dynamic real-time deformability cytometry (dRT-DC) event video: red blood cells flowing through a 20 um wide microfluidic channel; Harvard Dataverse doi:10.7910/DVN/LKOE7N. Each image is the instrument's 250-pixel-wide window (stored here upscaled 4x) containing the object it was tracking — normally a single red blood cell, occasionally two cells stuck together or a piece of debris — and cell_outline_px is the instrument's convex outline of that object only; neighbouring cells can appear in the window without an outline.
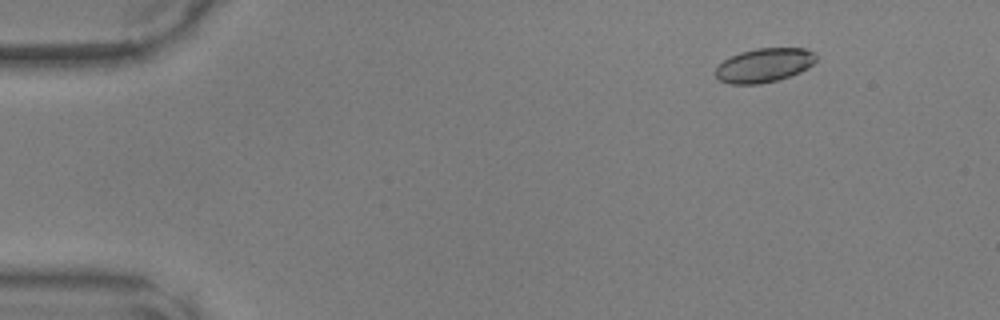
{"species": "common noctule bat (a hibernating species)", "species_latin": "Nyctalus noctula", "temperature_condition": "warm", "stored_images_in_passage": 50, "camera_frame_rate_fps": 3000, "um_per_image_px": 0.085, "animal": {"sex": "male", "body_mass_g": 17.9, "forearm_length_mm": 54.2}, "frame": {"image": 1, "passage_image": 7, "time_ms": 2.0, "image_size_px": [1000, 320], "cell_outline_px": [[816, 60], [808, 68], [800, 72], [776, 80], [760, 84], [732, 84], [720, 80], [716, 76], [716, 68], [724, 60], [740, 52], [756, 48], [804, 48], [812, 52], [816, 56]], "centroid_in_image_um": [64.95, 5.54], "position_along_channel_um": 20.0, "area_um2": 19.71}}
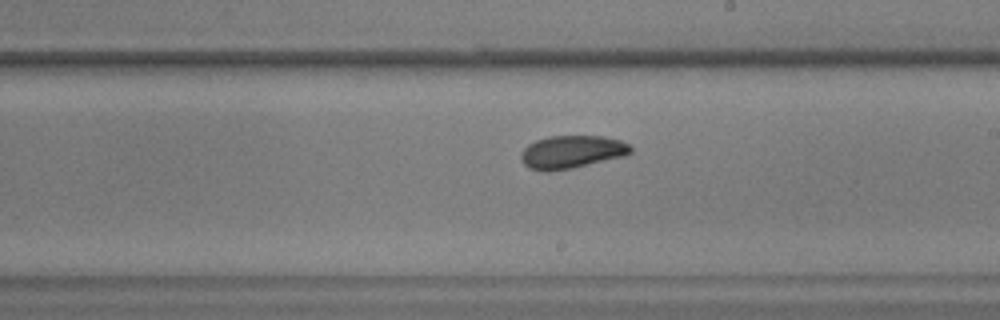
{"frame": {"image": 2, "passage_image": 30, "time_ms": 9.667, "image_size_px": [1000, 320], "cell_outline_px": [[632, 152], [624, 156], [572, 168], [548, 172], [544, 172], [528, 168], [520, 160], [520, 152], [528, 144], [536, 140], [548, 136], [604, 136], [620, 140], [628, 144], [632, 148]], "centroid_in_image_um": [48.55, 12.92], "position_along_channel_um": 240.4, "area_um2": 21.21}}
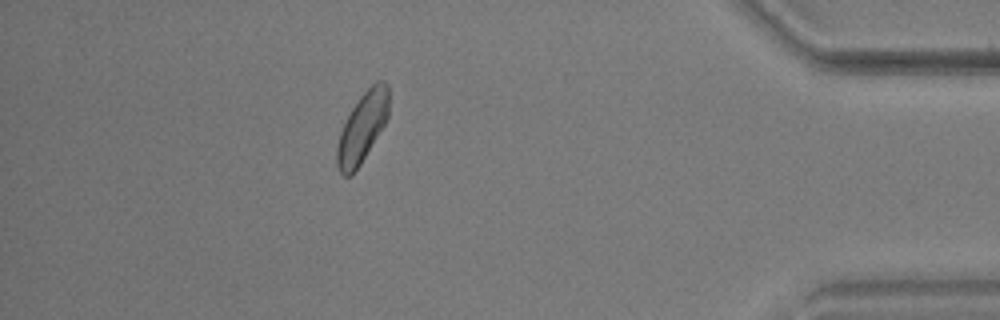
{"frame": {"image": 3, "passage_image": 45, "time_ms": 14.667, "image_size_px": [1000, 320], "cell_outline_px": [[388, 116], [384, 124], [360, 164], [352, 176], [344, 176], [340, 172], [336, 164], [336, 148], [340, 132], [352, 108], [360, 96], [376, 80], [384, 80], [388, 84]], "centroid_in_image_um": [30.78, 10.83], "position_along_channel_um": 404.4, "area_um2": 20.81}}